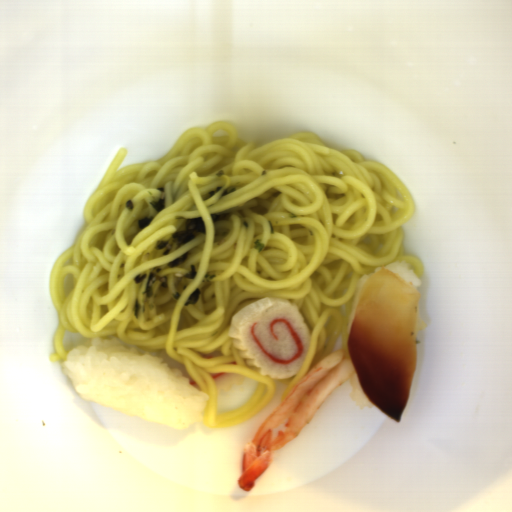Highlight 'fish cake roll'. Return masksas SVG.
I'll return each mask as SVG.
<instances>
[{
  "mask_svg": "<svg viewBox=\"0 0 512 512\" xmlns=\"http://www.w3.org/2000/svg\"><path fill=\"white\" fill-rule=\"evenodd\" d=\"M225 355L224 353H222L221 351H213L209 354H202V358H205V359H214V358H217V357H220V356H223Z\"/></svg>",
  "mask_w": 512,
  "mask_h": 512,
  "instance_id": "4",
  "label": "fish cake roll"
},
{
  "mask_svg": "<svg viewBox=\"0 0 512 512\" xmlns=\"http://www.w3.org/2000/svg\"><path fill=\"white\" fill-rule=\"evenodd\" d=\"M161 359H163L167 364L171 365V366H175V367H178L182 372L183 374L188 378L189 382L195 387L197 388L198 390L201 391V387L199 386V384L196 382V380L190 376L185 368V366L178 362V361H175L173 360L166 352V350H163L162 352L159 353V355L157 356Z\"/></svg>",
  "mask_w": 512,
  "mask_h": 512,
  "instance_id": "3",
  "label": "fish cake roll"
},
{
  "mask_svg": "<svg viewBox=\"0 0 512 512\" xmlns=\"http://www.w3.org/2000/svg\"><path fill=\"white\" fill-rule=\"evenodd\" d=\"M213 382L217 386V395L225 392L230 387L242 386L246 383V375L237 373H210Z\"/></svg>",
  "mask_w": 512,
  "mask_h": 512,
  "instance_id": "2",
  "label": "fish cake roll"
},
{
  "mask_svg": "<svg viewBox=\"0 0 512 512\" xmlns=\"http://www.w3.org/2000/svg\"><path fill=\"white\" fill-rule=\"evenodd\" d=\"M227 337L247 366L276 380L299 373L310 342V328L294 302L267 296L232 316Z\"/></svg>",
  "mask_w": 512,
  "mask_h": 512,
  "instance_id": "1",
  "label": "fish cake roll"
}]
</instances>
